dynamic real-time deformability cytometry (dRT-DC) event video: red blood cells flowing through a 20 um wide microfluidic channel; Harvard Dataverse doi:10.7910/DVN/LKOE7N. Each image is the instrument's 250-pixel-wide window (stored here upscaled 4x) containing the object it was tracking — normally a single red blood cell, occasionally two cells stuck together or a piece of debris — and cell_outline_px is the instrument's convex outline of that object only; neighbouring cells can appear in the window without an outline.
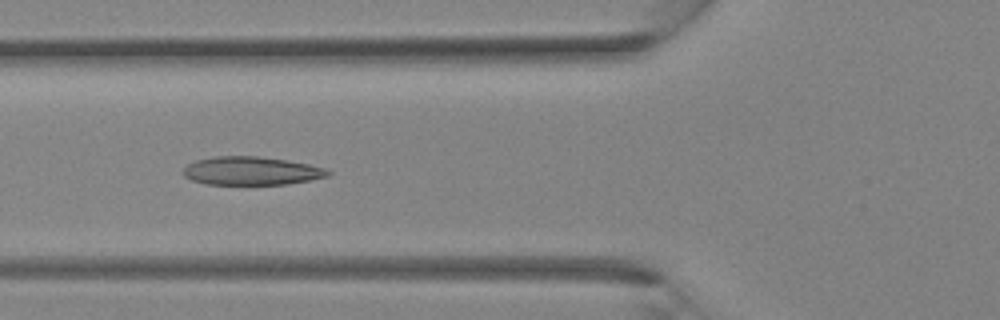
{"species": "Egyptian fruit bat (a non-hibernating species)", "species_latin": "Rousettus aegyptiacus", "temperature_condition": "room temperature", "stored_images_in_passage": 35, "camera_frame_rate_fps": 3000, "um_per_image_px": 0.085, "animal": {"sex": "female"}, "frame": {"image": 1, "passage_image": 13, "time_ms": 4.0, "image_size_px": [1000, 320], "cell_outline_px": [[332, 172], [328, 176], [288, 184], [204, 184], [192, 180], [184, 176], [180, 172], [188, 164], [196, 160], [212, 156], [256, 156], [288, 160], [308, 164], [324, 168]], "centroid_in_image_um": [21.32, 14.52], "position_along_channel_um": 104.5, "area_um2": 23.93}}
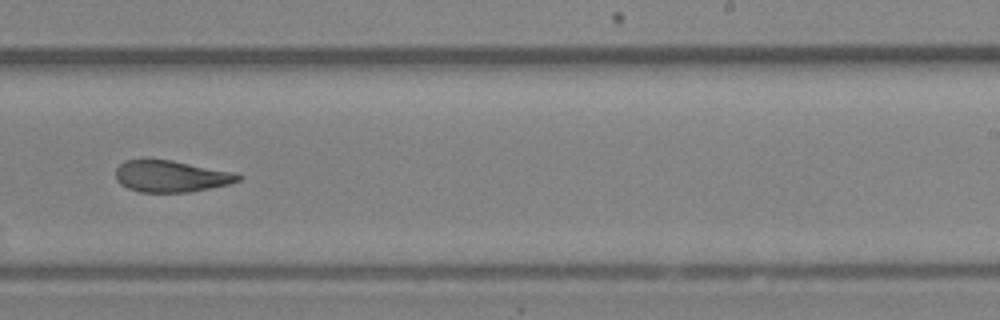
{"frame": {"image": 2, "passage_image": 22, "time_ms": 7.0, "image_size_px": [1000, 320], "cell_outline_px": [[244, 176], [240, 180], [228, 184], [188, 192], [140, 192], [128, 188], [120, 184], [116, 180], [116, 168], [124, 160], [172, 160], [236, 172]], "centroid_in_image_um": [14.56, 14.98], "position_along_channel_um": 274.4, "area_um2": 22.54}}
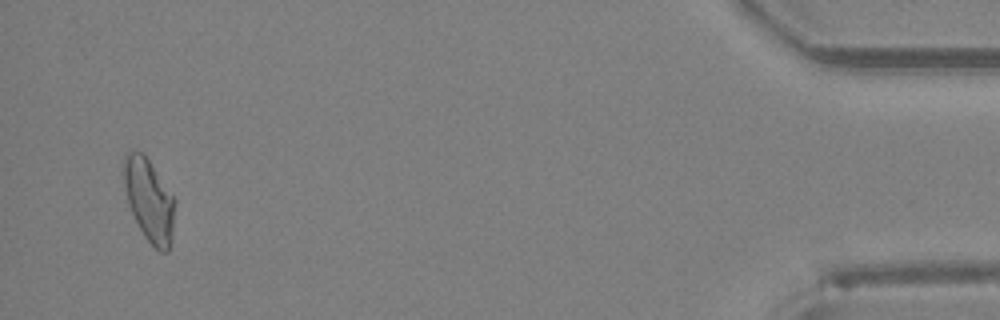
{"frame": {"image": 3, "passage_image": 34, "time_ms": 11.0, "image_size_px": [1000, 320], "cell_outline_px": [[176, 204], [172, 236], [168, 252], [160, 252], [144, 236], [128, 204], [124, 184], [124, 156], [132, 148], [136, 148], [148, 160], [176, 200]], "centroid_in_image_um": [12.69, 17.01], "position_along_channel_um": 422.5, "area_um2": 24.39}}